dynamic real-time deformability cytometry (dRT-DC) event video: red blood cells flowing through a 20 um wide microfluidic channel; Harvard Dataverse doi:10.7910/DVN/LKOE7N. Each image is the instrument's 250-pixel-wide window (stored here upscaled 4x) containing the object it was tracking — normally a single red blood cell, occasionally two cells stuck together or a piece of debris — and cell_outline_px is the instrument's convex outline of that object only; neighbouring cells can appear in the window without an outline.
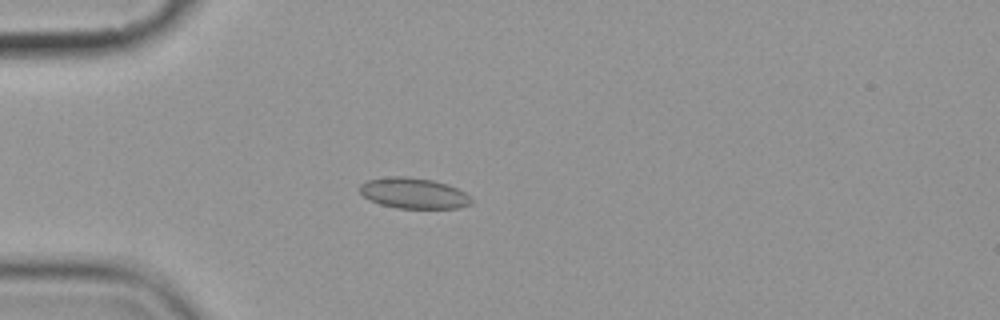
{"species": "common noctule bat (a hibernating species)", "species_latin": "Nyctalus noctula", "temperature_condition": "cold", "stored_images_in_passage": 5, "camera_frame_rate_fps": 3000, "um_per_image_px": 0.085, "animal": {"sex": "female", "body_mass_g": 19.9}, "frame": {"image": 1, "passage_image": 5, "time_ms": 4.667, "image_size_px": [1000, 320], "cell_outline_px": [[472, 204], [456, 208], [396, 208], [380, 204], [368, 200], [360, 192], [360, 184], [368, 180], [392, 176], [404, 176], [432, 180], [448, 184], [464, 192], [472, 200]], "centroid_in_image_um": [35.14, 16.42], "position_along_channel_um": 49.9, "area_um2": 19.88}}